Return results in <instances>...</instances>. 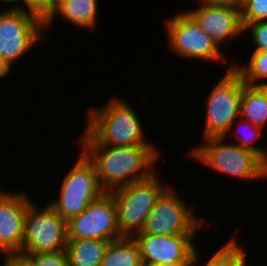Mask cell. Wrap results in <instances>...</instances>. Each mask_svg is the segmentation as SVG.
<instances>
[{"label":"cell","instance_id":"28","mask_svg":"<svg viewBox=\"0 0 267 266\" xmlns=\"http://www.w3.org/2000/svg\"><path fill=\"white\" fill-rule=\"evenodd\" d=\"M211 5L230 6L235 8H241L243 0H198Z\"/></svg>","mask_w":267,"mask_h":266},{"label":"cell","instance_id":"17","mask_svg":"<svg viewBox=\"0 0 267 266\" xmlns=\"http://www.w3.org/2000/svg\"><path fill=\"white\" fill-rule=\"evenodd\" d=\"M240 117L264 129L267 123V85H244Z\"/></svg>","mask_w":267,"mask_h":266},{"label":"cell","instance_id":"14","mask_svg":"<svg viewBox=\"0 0 267 266\" xmlns=\"http://www.w3.org/2000/svg\"><path fill=\"white\" fill-rule=\"evenodd\" d=\"M198 2L201 4L200 7L186 13L219 46L224 42L233 41V38L245 32L240 8Z\"/></svg>","mask_w":267,"mask_h":266},{"label":"cell","instance_id":"23","mask_svg":"<svg viewBox=\"0 0 267 266\" xmlns=\"http://www.w3.org/2000/svg\"><path fill=\"white\" fill-rule=\"evenodd\" d=\"M241 10L242 24L267 20V0H243Z\"/></svg>","mask_w":267,"mask_h":266},{"label":"cell","instance_id":"8","mask_svg":"<svg viewBox=\"0 0 267 266\" xmlns=\"http://www.w3.org/2000/svg\"><path fill=\"white\" fill-rule=\"evenodd\" d=\"M32 202L25 216L21 254L65 251L68 243L67 221L47 203L38 210Z\"/></svg>","mask_w":267,"mask_h":266},{"label":"cell","instance_id":"3","mask_svg":"<svg viewBox=\"0 0 267 266\" xmlns=\"http://www.w3.org/2000/svg\"><path fill=\"white\" fill-rule=\"evenodd\" d=\"M225 137L203 139L201 145L191 148L189 157L224 175L244 180L267 177V164L251 150L234 143H225Z\"/></svg>","mask_w":267,"mask_h":266},{"label":"cell","instance_id":"13","mask_svg":"<svg viewBox=\"0 0 267 266\" xmlns=\"http://www.w3.org/2000/svg\"><path fill=\"white\" fill-rule=\"evenodd\" d=\"M195 235L136 234L143 265L164 266L185 260L195 249Z\"/></svg>","mask_w":267,"mask_h":266},{"label":"cell","instance_id":"4","mask_svg":"<svg viewBox=\"0 0 267 266\" xmlns=\"http://www.w3.org/2000/svg\"><path fill=\"white\" fill-rule=\"evenodd\" d=\"M110 191L116 207L117 226L123 237L139 233L157 199L169 185L162 184L157 174Z\"/></svg>","mask_w":267,"mask_h":266},{"label":"cell","instance_id":"27","mask_svg":"<svg viewBox=\"0 0 267 266\" xmlns=\"http://www.w3.org/2000/svg\"><path fill=\"white\" fill-rule=\"evenodd\" d=\"M199 256V251L196 247V249L185 259V260H181L175 263H170L168 265H164V266H194L195 264H197L196 262H198Z\"/></svg>","mask_w":267,"mask_h":266},{"label":"cell","instance_id":"18","mask_svg":"<svg viewBox=\"0 0 267 266\" xmlns=\"http://www.w3.org/2000/svg\"><path fill=\"white\" fill-rule=\"evenodd\" d=\"M101 266H143L138 244L133 237L110 241Z\"/></svg>","mask_w":267,"mask_h":266},{"label":"cell","instance_id":"19","mask_svg":"<svg viewBox=\"0 0 267 266\" xmlns=\"http://www.w3.org/2000/svg\"><path fill=\"white\" fill-rule=\"evenodd\" d=\"M233 68L240 74L247 85H267V51H254L249 63L233 65ZM259 80L263 82L259 83Z\"/></svg>","mask_w":267,"mask_h":266},{"label":"cell","instance_id":"26","mask_svg":"<svg viewBox=\"0 0 267 266\" xmlns=\"http://www.w3.org/2000/svg\"><path fill=\"white\" fill-rule=\"evenodd\" d=\"M5 258L3 266H35L27 256L21 254H6Z\"/></svg>","mask_w":267,"mask_h":266},{"label":"cell","instance_id":"24","mask_svg":"<svg viewBox=\"0 0 267 266\" xmlns=\"http://www.w3.org/2000/svg\"><path fill=\"white\" fill-rule=\"evenodd\" d=\"M21 255L27 256L35 266H69L65 251Z\"/></svg>","mask_w":267,"mask_h":266},{"label":"cell","instance_id":"12","mask_svg":"<svg viewBox=\"0 0 267 266\" xmlns=\"http://www.w3.org/2000/svg\"><path fill=\"white\" fill-rule=\"evenodd\" d=\"M26 195L0 191V251L4 255L21 254L25 216L33 202Z\"/></svg>","mask_w":267,"mask_h":266},{"label":"cell","instance_id":"30","mask_svg":"<svg viewBox=\"0 0 267 266\" xmlns=\"http://www.w3.org/2000/svg\"><path fill=\"white\" fill-rule=\"evenodd\" d=\"M0 2L2 3H7L8 2V0H0Z\"/></svg>","mask_w":267,"mask_h":266},{"label":"cell","instance_id":"10","mask_svg":"<svg viewBox=\"0 0 267 266\" xmlns=\"http://www.w3.org/2000/svg\"><path fill=\"white\" fill-rule=\"evenodd\" d=\"M171 50L182 58L225 62L221 47L186 13L176 14L165 22Z\"/></svg>","mask_w":267,"mask_h":266},{"label":"cell","instance_id":"6","mask_svg":"<svg viewBox=\"0 0 267 266\" xmlns=\"http://www.w3.org/2000/svg\"><path fill=\"white\" fill-rule=\"evenodd\" d=\"M245 83L233 65L212 87L206 101V120L202 138L227 137L240 118V100Z\"/></svg>","mask_w":267,"mask_h":266},{"label":"cell","instance_id":"7","mask_svg":"<svg viewBox=\"0 0 267 266\" xmlns=\"http://www.w3.org/2000/svg\"><path fill=\"white\" fill-rule=\"evenodd\" d=\"M62 181L59 198H54L48 204L66 221L79 215L105 193L98 182L94 165L83 153H80Z\"/></svg>","mask_w":267,"mask_h":266},{"label":"cell","instance_id":"29","mask_svg":"<svg viewBox=\"0 0 267 266\" xmlns=\"http://www.w3.org/2000/svg\"><path fill=\"white\" fill-rule=\"evenodd\" d=\"M58 1H60V0H54V10H55V7H56V4Z\"/></svg>","mask_w":267,"mask_h":266},{"label":"cell","instance_id":"15","mask_svg":"<svg viewBox=\"0 0 267 266\" xmlns=\"http://www.w3.org/2000/svg\"><path fill=\"white\" fill-rule=\"evenodd\" d=\"M99 0H60L57 2L55 10L45 21V30L50 28L56 15L78 25L82 29H92L97 23Z\"/></svg>","mask_w":267,"mask_h":266},{"label":"cell","instance_id":"21","mask_svg":"<svg viewBox=\"0 0 267 266\" xmlns=\"http://www.w3.org/2000/svg\"><path fill=\"white\" fill-rule=\"evenodd\" d=\"M242 121L245 124H243ZM235 123H237L238 126H240L242 124V127H243V125L246 126L249 123L247 125V127L249 126V128H248L249 131H247V133H249V135L245 134L244 132L241 135L239 134V132L237 133L238 127L235 125ZM233 126H235L236 128H234V133L231 132L230 135L233 136V134H235V138H238V142L235 144H237L241 148H245V149L251 150L252 152L256 153L267 164V150L262 148V147H259L257 145L255 146V144H254L261 137V135H263L262 134L263 128L252 124L250 121H247V120L245 121V119H242L241 117H240V123H239V121L236 120L234 122V124L232 125V128H233Z\"/></svg>","mask_w":267,"mask_h":266},{"label":"cell","instance_id":"2","mask_svg":"<svg viewBox=\"0 0 267 266\" xmlns=\"http://www.w3.org/2000/svg\"><path fill=\"white\" fill-rule=\"evenodd\" d=\"M123 100L114 97L103 108L88 109L85 131L99 145L155 146L145 140L137 113Z\"/></svg>","mask_w":267,"mask_h":266},{"label":"cell","instance_id":"5","mask_svg":"<svg viewBox=\"0 0 267 266\" xmlns=\"http://www.w3.org/2000/svg\"><path fill=\"white\" fill-rule=\"evenodd\" d=\"M4 9L0 10V78L12 72V63L42 40L45 30V22L35 14Z\"/></svg>","mask_w":267,"mask_h":266},{"label":"cell","instance_id":"16","mask_svg":"<svg viewBox=\"0 0 267 266\" xmlns=\"http://www.w3.org/2000/svg\"><path fill=\"white\" fill-rule=\"evenodd\" d=\"M109 242L102 239L68 240L65 252L69 266H101Z\"/></svg>","mask_w":267,"mask_h":266},{"label":"cell","instance_id":"11","mask_svg":"<svg viewBox=\"0 0 267 266\" xmlns=\"http://www.w3.org/2000/svg\"><path fill=\"white\" fill-rule=\"evenodd\" d=\"M68 240L123 238L117 226L116 207L112 195L103 193L79 215L67 221Z\"/></svg>","mask_w":267,"mask_h":266},{"label":"cell","instance_id":"9","mask_svg":"<svg viewBox=\"0 0 267 266\" xmlns=\"http://www.w3.org/2000/svg\"><path fill=\"white\" fill-rule=\"evenodd\" d=\"M171 189L168 187L157 199L142 230L137 234L195 235L201 229L203 218H198L194 209Z\"/></svg>","mask_w":267,"mask_h":266},{"label":"cell","instance_id":"31","mask_svg":"<svg viewBox=\"0 0 267 266\" xmlns=\"http://www.w3.org/2000/svg\"><path fill=\"white\" fill-rule=\"evenodd\" d=\"M143 266H159V265H152V264H149V265H143Z\"/></svg>","mask_w":267,"mask_h":266},{"label":"cell","instance_id":"25","mask_svg":"<svg viewBox=\"0 0 267 266\" xmlns=\"http://www.w3.org/2000/svg\"><path fill=\"white\" fill-rule=\"evenodd\" d=\"M250 29L254 51H267V20L249 23L244 31Z\"/></svg>","mask_w":267,"mask_h":266},{"label":"cell","instance_id":"1","mask_svg":"<svg viewBox=\"0 0 267 266\" xmlns=\"http://www.w3.org/2000/svg\"><path fill=\"white\" fill-rule=\"evenodd\" d=\"M80 138L82 153L94 165L98 182L105 192L147 179L155 173L153 170L160 154L157 146L99 145L86 131Z\"/></svg>","mask_w":267,"mask_h":266},{"label":"cell","instance_id":"20","mask_svg":"<svg viewBox=\"0 0 267 266\" xmlns=\"http://www.w3.org/2000/svg\"><path fill=\"white\" fill-rule=\"evenodd\" d=\"M229 239L206 261L205 266H248L244 248Z\"/></svg>","mask_w":267,"mask_h":266},{"label":"cell","instance_id":"22","mask_svg":"<svg viewBox=\"0 0 267 266\" xmlns=\"http://www.w3.org/2000/svg\"><path fill=\"white\" fill-rule=\"evenodd\" d=\"M20 0H8L6 3L10 8L17 10H24L35 14L37 17L41 18L44 22L51 16L54 11V0H22V5L15 4ZM27 8V9H26Z\"/></svg>","mask_w":267,"mask_h":266}]
</instances>
